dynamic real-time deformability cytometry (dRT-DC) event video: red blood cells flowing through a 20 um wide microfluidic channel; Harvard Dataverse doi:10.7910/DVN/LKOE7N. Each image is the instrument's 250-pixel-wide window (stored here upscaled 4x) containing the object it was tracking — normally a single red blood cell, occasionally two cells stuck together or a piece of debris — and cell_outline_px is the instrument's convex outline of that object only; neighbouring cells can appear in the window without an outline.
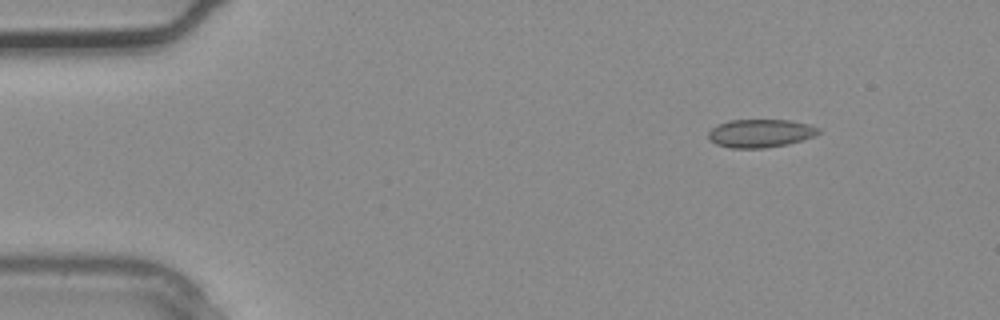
{"species": "common noctule bat (a hibernating species)", "species_latin": "Nyctalus noctula", "temperature_condition": "warm", "stored_images_in_passage": 2, "camera_frame_rate_fps": 3000, "um_per_image_px": 0.085, "animal": {"sex": "male", "body_mass_g": 20.4}, "frame": {"image": 1, "passage_image": 1, "time_ms": 0.0, "image_size_px": [1000, 320], "cell_outline_px": [[820, 132], [816, 136], [804, 140], [788, 144], [764, 148], [732, 148], [716, 144], [708, 140], [708, 132], [716, 124], [728, 120], [788, 120], [808, 124], [820, 128]], "centroid_in_image_um": [64.63, 11.33], "position_along_channel_um": 20.4, "area_um2": 18.32}}